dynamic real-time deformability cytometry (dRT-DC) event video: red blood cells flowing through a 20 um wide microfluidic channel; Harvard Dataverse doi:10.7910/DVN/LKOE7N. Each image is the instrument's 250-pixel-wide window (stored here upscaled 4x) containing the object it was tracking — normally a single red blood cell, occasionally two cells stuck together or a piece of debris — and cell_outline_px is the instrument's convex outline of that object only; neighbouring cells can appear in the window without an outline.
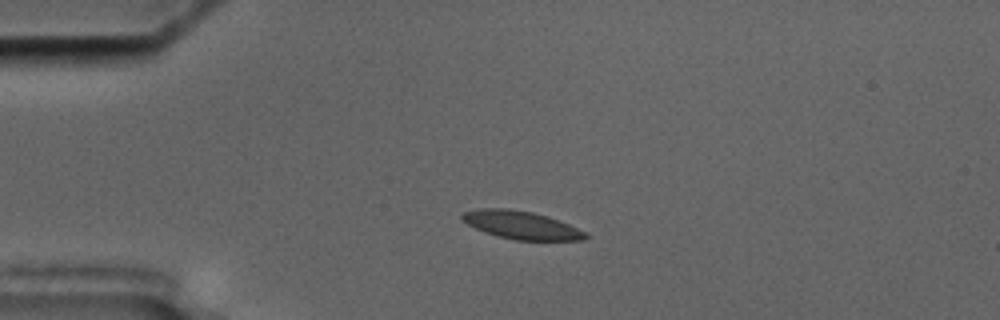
{"species": "common noctule bat (a hibernating species)", "species_latin": "Nyctalus noctula", "temperature_condition": "cold", "stored_images_in_passage": 4, "camera_frame_rate_fps": 3000, "um_per_image_px": 0.085, "animal": {"sex": "male", "body_mass_g": 17.5, "forearm_length_mm": 52.3}, "frame": {"image": 1, "passage_image": 2, "time_ms": 1.0, "image_size_px": [1000, 320], "cell_outline_px": [[588, 236], [584, 240], [516, 240], [484, 232], [460, 220], [460, 212], [480, 208], [508, 208], [532, 212], [548, 216], [588, 232]], "centroid_in_image_um": [44.29, 19.12], "position_along_channel_um": 40.7, "area_um2": 20.23}}